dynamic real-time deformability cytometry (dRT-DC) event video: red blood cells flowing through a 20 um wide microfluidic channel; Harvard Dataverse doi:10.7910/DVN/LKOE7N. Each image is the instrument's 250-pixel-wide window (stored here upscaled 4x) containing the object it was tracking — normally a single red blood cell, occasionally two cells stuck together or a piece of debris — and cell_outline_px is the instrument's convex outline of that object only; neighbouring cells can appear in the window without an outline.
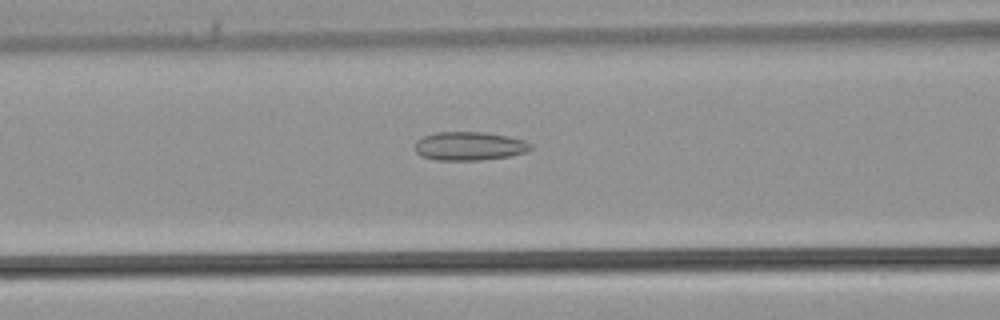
{"species": "common noctule bat (a hibernating species)", "species_latin": "Nyctalus noctula", "temperature_condition": "warm", "stored_images_in_passage": 31, "camera_frame_rate_fps": 3000, "um_per_image_px": 0.085, "animal": {"sex": "male", "body_mass_g": 21.5, "forearm_length_mm": 52.0}, "frame": {"image": 1, "passage_image": 9, "time_ms": 2.667, "image_size_px": [1000, 320], "cell_outline_px": [[532, 148], [524, 152], [512, 156], [480, 160], [436, 160], [420, 156], [416, 152], [416, 140], [424, 136], [436, 132], [484, 132], [508, 136], [524, 140], [532, 144]], "centroid_in_image_um": [39.9, 12.42], "position_along_channel_um": 126.7, "area_um2": 19.36}}
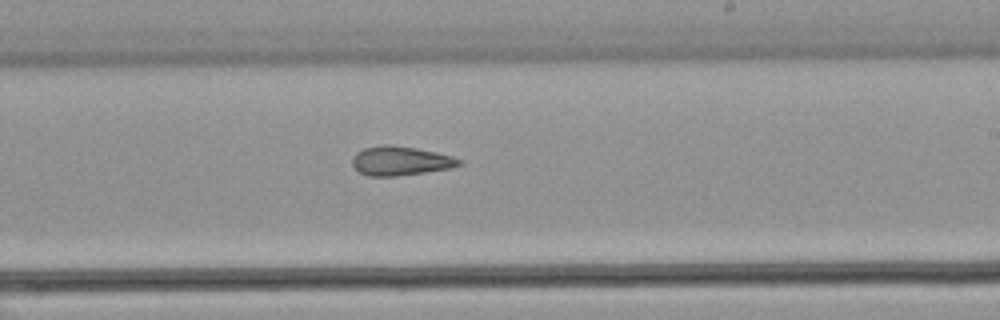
{"frame": {"image": 2, "passage_image": 16, "time_ms": 5.0, "image_size_px": [1000, 320], "cell_outline_px": [[464, 164], [452, 168], [396, 176], [368, 176], [360, 172], [352, 164], [352, 156], [356, 152], [364, 148], [384, 144], [388, 144], [416, 148], [436, 152], [452, 156], [464, 160]], "centroid_in_image_um": [34.07, 13.67], "position_along_channel_um": 254.9, "area_um2": 18.26}}
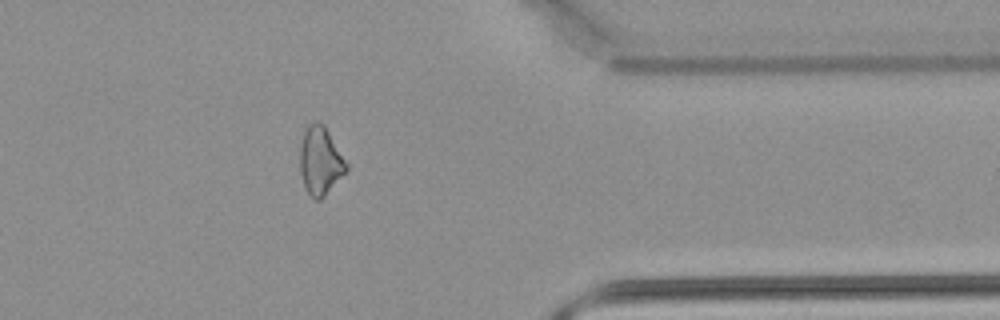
{"frame": {"image": 3, "passage_image": 24, "time_ms": 7.667, "image_size_px": [1000, 320], "cell_outline_px": [[348, 168], [324, 196], [320, 200], [316, 200], [308, 192], [304, 184], [300, 172], [300, 144], [304, 128], [308, 124], [316, 120], [324, 124], [348, 164]], "centroid_in_image_um": [27.21, 13.61], "position_along_channel_um": 384.2, "area_um2": 18.32}}